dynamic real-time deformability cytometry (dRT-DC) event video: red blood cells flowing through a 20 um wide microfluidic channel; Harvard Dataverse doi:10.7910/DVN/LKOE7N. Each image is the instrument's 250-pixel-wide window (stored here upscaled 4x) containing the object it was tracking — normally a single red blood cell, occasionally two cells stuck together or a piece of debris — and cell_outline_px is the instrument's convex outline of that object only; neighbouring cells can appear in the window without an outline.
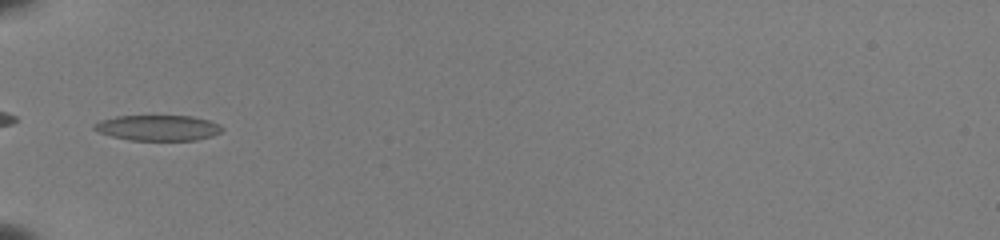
{"species": "common noctule bat (a hibernating species)", "species_latin": "Nyctalus noctula", "temperature_condition": "room temperature", "stored_images_in_passage": 33, "camera_frame_rate_fps": 3000, "um_per_image_px": 0.085, "animal": {"sex": "female", "body_mass_g": 22.0, "forearm_length_mm": 56.7}, "frame": {"image": 1, "passage_image": 1, "time_ms": 0.0, "image_size_px": [1000, 240], "cell_outline_px": [[224, 128], [220, 132], [212, 136], [196, 140], [128, 140], [112, 136], [100, 132], [92, 128], [92, 124], [100, 120], [116, 116], [192, 116], [208, 120], [220, 124]], "centroid_in_image_um": [13.42, 10.86], "position_along_channel_um": 71.6, "area_um2": 19.07}}
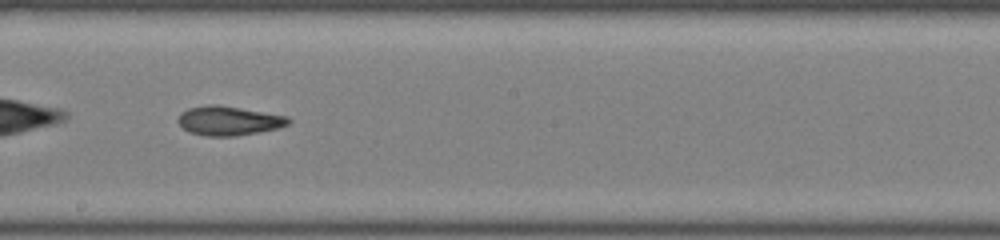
{"frame": {"image": 2, "passage_image": 13, "time_ms": 4.0, "image_size_px": [1000, 240], "cell_outline_px": [[292, 120], [288, 124], [276, 128], [236, 136], [208, 136], [188, 132], [176, 120], [180, 112], [188, 108], [208, 104], [216, 104], [288, 116]], "centroid_in_image_um": [19.4, 10.25], "position_along_channel_um": 228.8, "area_um2": 18.73}}
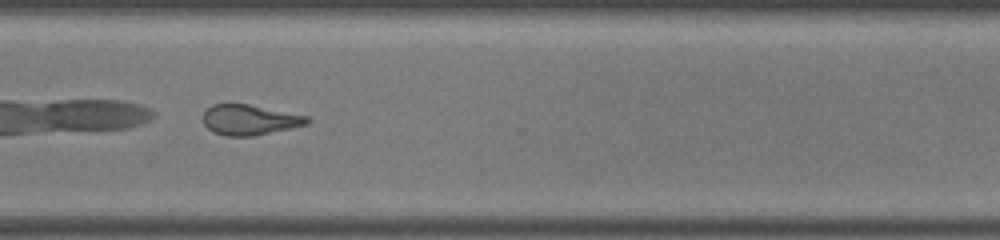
{"frame": {"image": 3, "passage_image": 22, "time_ms": 7.0, "image_size_px": [1000, 240], "cell_outline_px": [[312, 120], [308, 124], [252, 136], [224, 136], [212, 132], [204, 124], [204, 112], [212, 104], [248, 104], [308, 116]], "centroid_in_image_um": [21.21, 10.19], "position_along_channel_um": 349.4, "area_um2": 18.26}, "authors_computed_cell_mechanics": {"area_um2": 18.8428, "velocity_mm_per_s": 4.0055, "shape_relaxation_time_tau1_ms": 5.8345, "shape_relaxation_time_tau2_ms": 4.861, "deformation_change_tau1": 0.1516, "deformation_change_tau2": 0.1433}}